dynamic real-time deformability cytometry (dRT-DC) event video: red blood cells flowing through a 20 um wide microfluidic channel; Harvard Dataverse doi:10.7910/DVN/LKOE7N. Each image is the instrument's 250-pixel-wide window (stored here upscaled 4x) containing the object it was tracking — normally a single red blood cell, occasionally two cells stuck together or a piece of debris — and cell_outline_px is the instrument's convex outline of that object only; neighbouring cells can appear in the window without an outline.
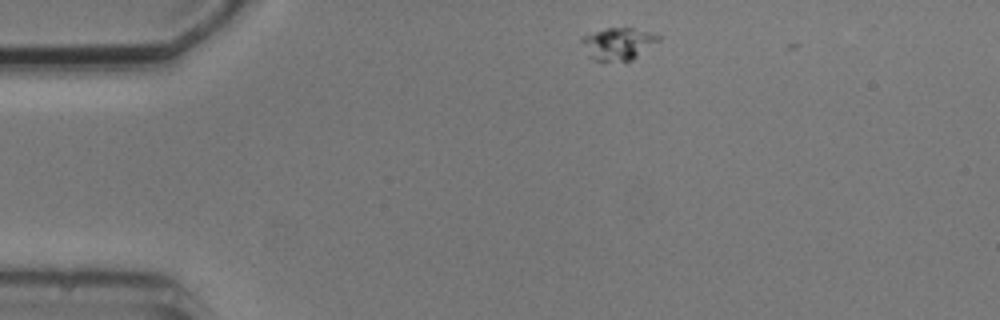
{"species": "common noctule bat (a hibernating species)", "species_latin": "Nyctalus noctula", "temperature_condition": "cold", "stored_images_in_passage": 5, "camera_frame_rate_fps": 3000, "um_per_image_px": 0.085, "animal": {"sex": "male", "body_mass_g": 20.5, "forearm_length_mm": 52.5}, "frame": {"image": 1, "passage_image": 1, "time_ms": 0.0, "image_size_px": [1000, 320], "cell_outline_px": [[660, 40], [632, 60], [596, 60], [588, 56], [580, 40], [584, 36], [604, 28], [632, 28], [648, 32], [660, 36]], "centroid_in_image_um": [52.53, 3.7], "position_along_channel_um": 32.5, "area_um2": 14.05}}
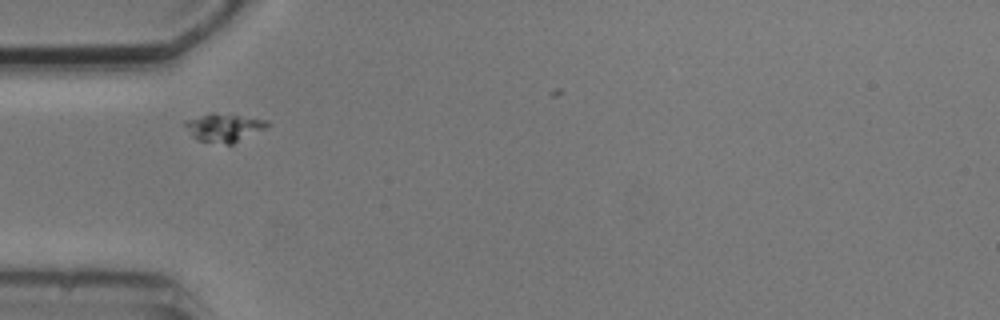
{"frame": {"image": 2, "passage_image": 3, "time_ms": 2.333, "image_size_px": [1000, 320], "cell_outline_px": [[272, 124], [268, 128], [232, 144], [228, 144], [196, 140], [192, 136], [184, 124], [184, 120], [212, 112], [268, 120]], "centroid_in_image_um": [19.07, 10.84], "position_along_channel_um": 65.9, "area_um2": 13.58}}
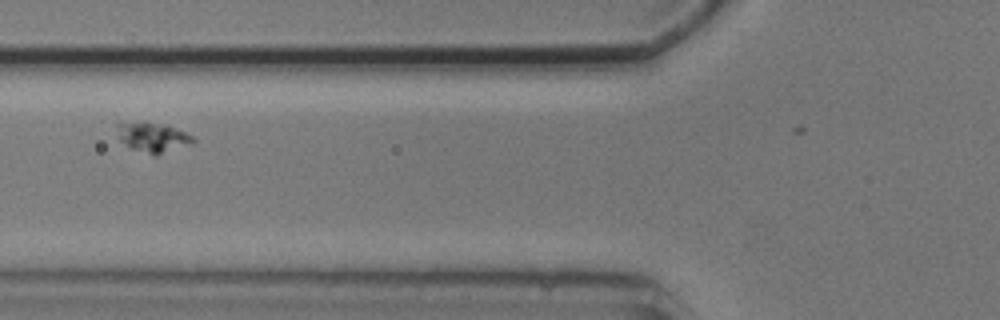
{"frame": {"image": 3, "passage_image": 4, "time_ms": 3.667, "image_size_px": [1000, 320], "cell_outline_px": [[196, 140], [188, 144], [156, 156], [132, 148], [120, 140], [116, 124], [144, 120], [168, 124], [192, 136]], "centroid_in_image_um": [12.98, 11.62], "position_along_channel_um": 112.8, "area_um2": 13.18}}